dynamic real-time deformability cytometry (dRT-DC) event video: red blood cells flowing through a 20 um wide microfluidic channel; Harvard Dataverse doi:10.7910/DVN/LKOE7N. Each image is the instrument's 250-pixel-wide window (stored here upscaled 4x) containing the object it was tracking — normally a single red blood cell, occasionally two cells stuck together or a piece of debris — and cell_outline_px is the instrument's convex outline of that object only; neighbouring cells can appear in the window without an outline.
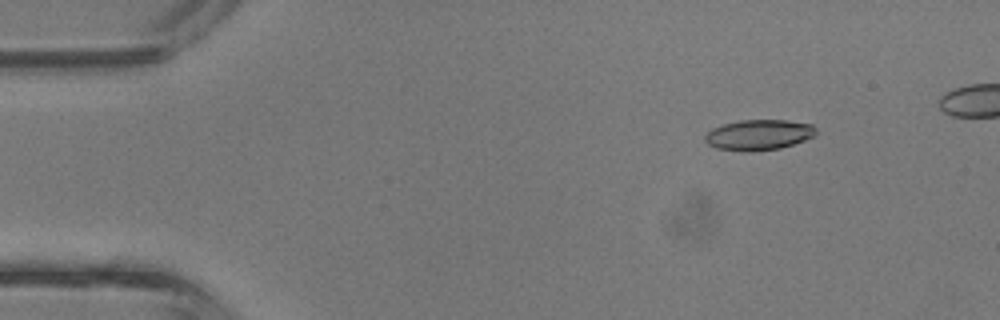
{"species": "common noctule bat (a hibernating species)", "species_latin": "Nyctalus noctula", "temperature_condition": "room temperature", "stored_images_in_passage": 4, "camera_frame_rate_fps": 3000, "um_per_image_px": 0.085, "animal": {"sex": "male", "body_mass_g": 13.3}, "frame": {"image": 1, "passage_image": 1, "time_ms": 0.0, "image_size_px": [1000, 320], "cell_outline_px": [[816, 136], [780, 148], [752, 152], [744, 152], [716, 148], [708, 144], [704, 140], [704, 136], [712, 128], [724, 124], [740, 120], [784, 120], [812, 124], [816, 128]], "centroid_in_image_um": [64.48, 11.47], "position_along_channel_um": 20.5, "area_um2": 19.83}}